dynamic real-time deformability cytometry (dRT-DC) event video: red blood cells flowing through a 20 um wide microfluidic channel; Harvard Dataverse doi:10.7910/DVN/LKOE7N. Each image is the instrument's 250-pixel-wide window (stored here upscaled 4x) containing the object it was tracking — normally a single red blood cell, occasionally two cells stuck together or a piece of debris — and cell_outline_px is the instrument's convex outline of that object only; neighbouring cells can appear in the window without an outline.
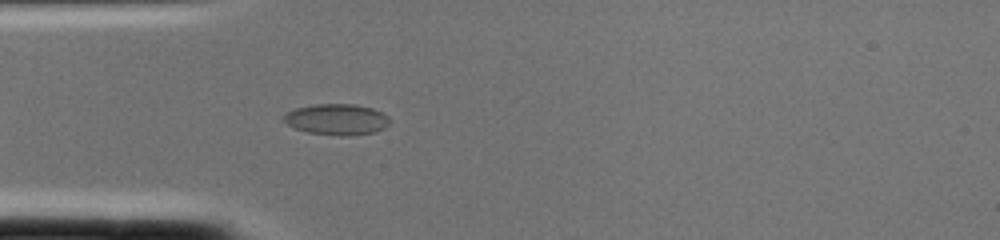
{"species": "common noctule bat (a hibernating species)", "species_latin": "Nyctalus noctula", "temperature_condition": "cold", "stored_images_in_passage": 2, "camera_frame_rate_fps": 3000, "um_per_image_px": 0.085, "animal": {"sex": "female", "body_mass_g": 22.0, "forearm_length_mm": 56.7}, "frame": {"image": 1, "passage_image": 2, "time_ms": 0.333, "image_size_px": [1000, 240], "cell_outline_px": [[388, 124], [384, 128], [376, 132], [348, 136], [340, 136], [308, 132], [296, 128], [288, 124], [284, 120], [284, 116], [288, 112], [296, 108], [316, 104], [356, 104], [372, 108], [388, 116]], "centroid_in_image_um": [28.65, 10.15], "position_along_channel_um": 56.3, "area_um2": 18.96}}